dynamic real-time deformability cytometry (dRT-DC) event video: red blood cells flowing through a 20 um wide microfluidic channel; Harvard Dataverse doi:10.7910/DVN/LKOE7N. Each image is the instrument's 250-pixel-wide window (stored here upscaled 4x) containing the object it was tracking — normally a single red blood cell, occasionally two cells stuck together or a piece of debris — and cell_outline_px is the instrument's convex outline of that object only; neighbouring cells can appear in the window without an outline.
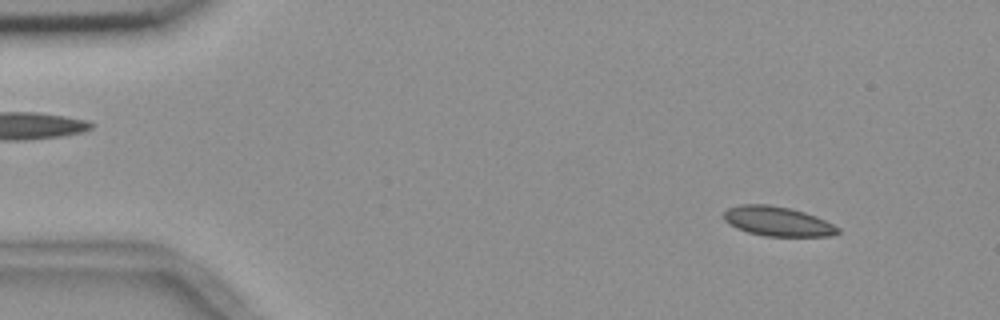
{"species": "common noctule bat (a hibernating species)", "species_latin": "Nyctalus noctula", "temperature_condition": "room temperature", "stored_images_in_passage": 54, "camera_frame_rate_fps": 3000, "um_per_image_px": 0.085, "animal": {"sex": "female", "body_mass_g": 18.4}, "frame": {"image": 1, "passage_image": 5, "time_ms": 1.333, "image_size_px": [1000, 320], "cell_outline_px": [[840, 232], [832, 236], [764, 236], [748, 232], [736, 228], [728, 224], [724, 220], [724, 212], [728, 208], [740, 204], [768, 204], [792, 208], [816, 216], [840, 228]], "centroid_in_image_um": [66.08, 18.81], "position_along_channel_um": 18.9, "area_um2": 19.77}}
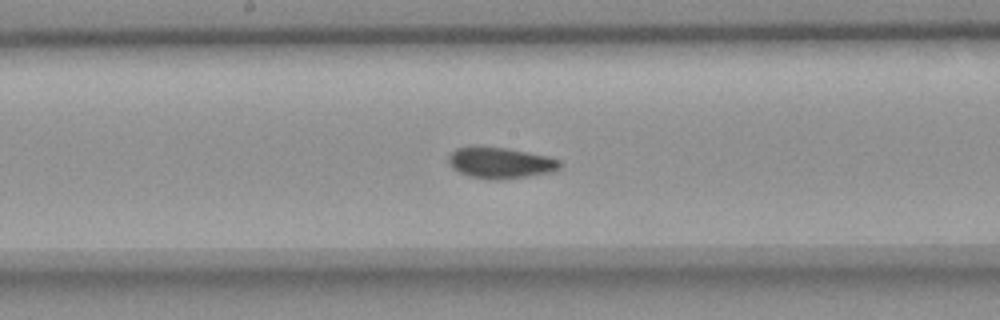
{"frame": {"image": 2, "passage_image": 28, "time_ms": 9.0, "image_size_px": [1000, 320], "cell_outline_px": [[560, 168], [552, 172], [504, 180], [488, 180], [468, 176], [452, 168], [448, 164], [448, 156], [456, 148], [504, 148], [548, 156], [560, 160]], "centroid_in_image_um": [42.54, 13.88], "position_along_channel_um": 205.7, "area_um2": 19.94}}
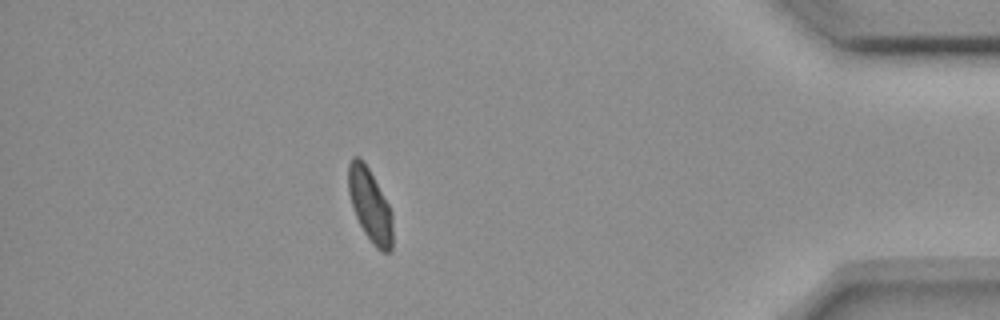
{"frame": {"image": 3, "passage_image": 48, "time_ms": 15.667, "image_size_px": [1000, 320], "cell_outline_px": [[392, 248], [388, 252], [380, 252], [372, 244], [364, 232], [356, 216], [348, 192], [348, 164], [352, 156], [360, 156], [368, 168], [388, 204], [392, 212]], "centroid_in_image_um": [31.44, 17.44], "position_along_channel_um": 403.8, "area_um2": 18.73}, "authors_computed_cell_mechanics": {"area_um2": 19.7965, "velocity_mm_per_s": 3.646, "shape_relaxation_time_tau1_ms": 10.0743, "shape_relaxation_time_tau2_ms": 1.342, "deformation_change_tau1": 0.1428, "deformation_change_tau2": 0.0523}}